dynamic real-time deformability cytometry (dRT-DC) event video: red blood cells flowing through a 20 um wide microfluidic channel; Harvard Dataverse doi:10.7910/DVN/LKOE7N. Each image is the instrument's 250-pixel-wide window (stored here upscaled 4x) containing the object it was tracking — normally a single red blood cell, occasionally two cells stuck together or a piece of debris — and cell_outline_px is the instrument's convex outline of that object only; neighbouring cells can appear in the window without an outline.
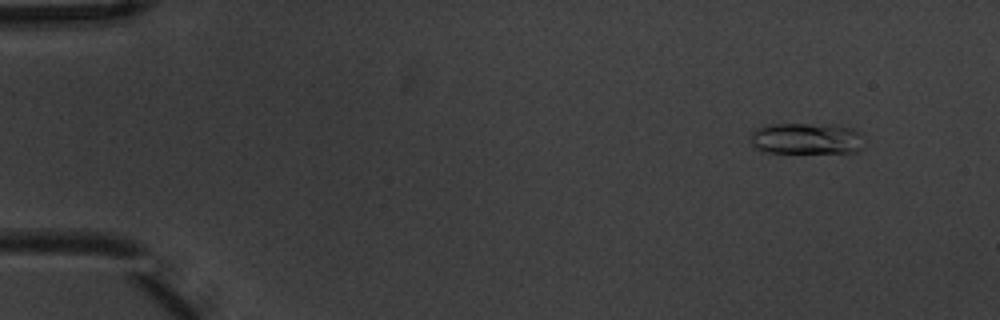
{"species": "common noctule bat (a hibernating species)", "species_latin": "Nyctalus noctula", "temperature_condition": "warm", "stored_images_in_passage": 7, "camera_frame_rate_fps": 3000, "um_per_image_px": 0.085, "animal": {"sex": "male", "body_mass_g": 20.1, "forearm_length_mm": 53.5}, "frame": {"image": 1, "passage_image": 1, "time_ms": 0.0, "image_size_px": [1000, 320], "cell_outline_px": [[864, 148], [860, 152], [764, 152], [756, 148], [752, 144], [752, 132], [756, 128], [764, 124], [840, 124], [852, 128], [860, 132]], "centroid_in_image_um": [68.59, 11.76], "position_along_channel_um": 16.4, "area_um2": 21.04}}
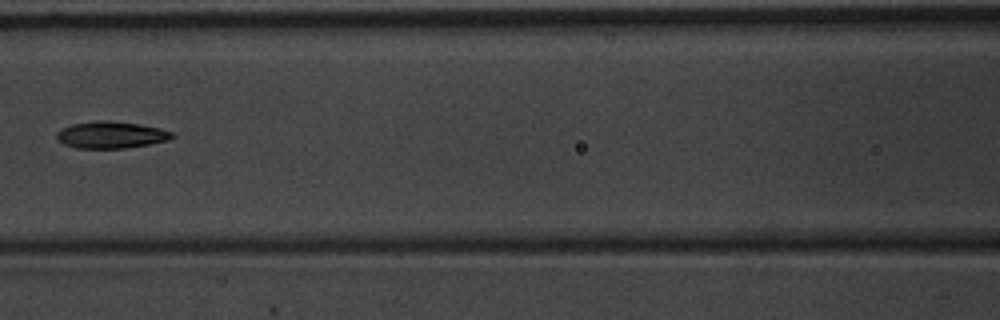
{"frame": {"image": 2, "passage_image": 6, "time_ms": 1.667, "image_size_px": [1000, 320], "cell_outline_px": [[176, 136], [168, 140], [148, 144], [124, 148], [76, 148], [64, 144], [56, 140], [56, 132], [72, 124], [100, 120], [108, 120], [140, 124], [160, 128], [172, 132]], "centroid_in_image_um": [9.43, 11.46], "position_along_channel_um": 157.2, "area_um2": 18.03}}
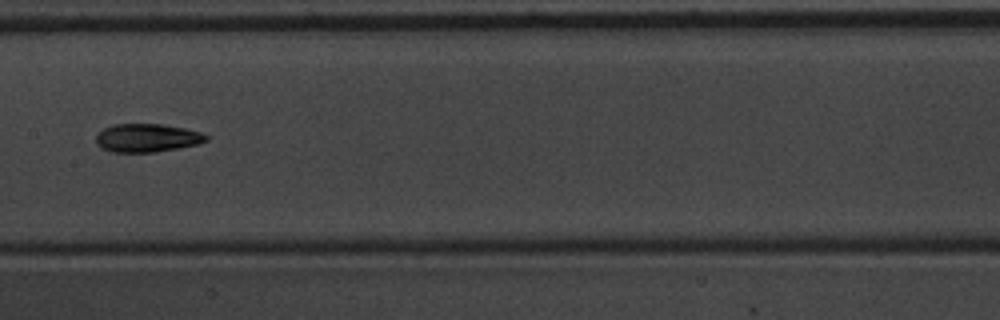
{"frame": {"image": 3, "passage_image": 7, "time_ms": 2.0, "image_size_px": [1000, 320], "cell_outline_px": [[208, 140], [200, 144], [180, 148], [156, 152], [112, 152], [100, 148], [96, 144], [96, 136], [104, 128], [116, 124], [164, 124], [184, 128], [200, 132], [208, 136]], "centroid_in_image_um": [12.52, 11.73], "position_along_channel_um": 194.9, "area_um2": 18.32}}